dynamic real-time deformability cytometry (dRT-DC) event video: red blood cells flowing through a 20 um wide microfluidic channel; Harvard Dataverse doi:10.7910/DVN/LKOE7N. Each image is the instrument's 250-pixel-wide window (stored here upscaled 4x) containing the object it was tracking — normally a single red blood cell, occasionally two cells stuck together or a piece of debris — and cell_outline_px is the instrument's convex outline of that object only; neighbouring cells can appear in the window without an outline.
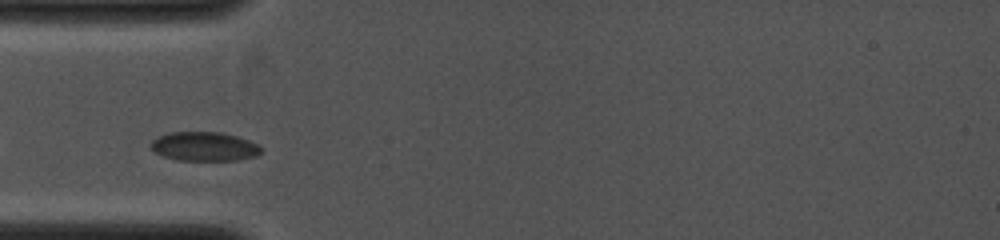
{"species": "common noctule bat (a hibernating species)", "species_latin": "Nyctalus noctula", "temperature_condition": "cold", "stored_images_in_passage": 22, "camera_frame_rate_fps": 4000, "um_per_image_px": 0.085, "animal": {"sex": "female", "body_mass_g": 19.0, "forearm_length_mm": 53.3}, "frame": {"image": 1, "passage_image": 5, "time_ms": 0.75, "image_size_px": [1000, 240], "cell_outline_px": [[264, 148], [256, 156], [236, 160], [176, 160], [164, 156], [156, 152], [148, 144], [156, 136], [168, 132], [220, 132], [236, 136], [248, 140]], "centroid_in_image_um": [17.33, 12.44], "position_along_channel_um": 67.7, "area_um2": 18.73}}
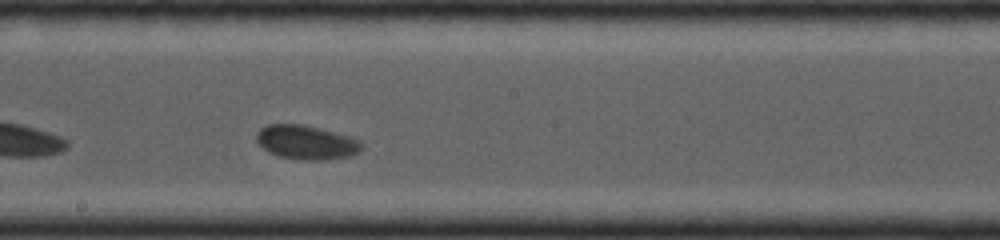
{"frame": {"image": 2, "passage_image": 18, "time_ms": 4.0, "image_size_px": [1000, 240], "cell_outline_px": [[364, 148], [360, 152], [352, 156], [328, 160], [304, 160], [276, 156], [268, 152], [256, 140], [256, 132], [260, 128], [268, 124], [304, 124], [320, 128], [348, 136], [360, 140], [364, 144]], "centroid_in_image_um": [26.07, 12.11], "position_along_channel_um": 222.1, "area_um2": 21.27}}